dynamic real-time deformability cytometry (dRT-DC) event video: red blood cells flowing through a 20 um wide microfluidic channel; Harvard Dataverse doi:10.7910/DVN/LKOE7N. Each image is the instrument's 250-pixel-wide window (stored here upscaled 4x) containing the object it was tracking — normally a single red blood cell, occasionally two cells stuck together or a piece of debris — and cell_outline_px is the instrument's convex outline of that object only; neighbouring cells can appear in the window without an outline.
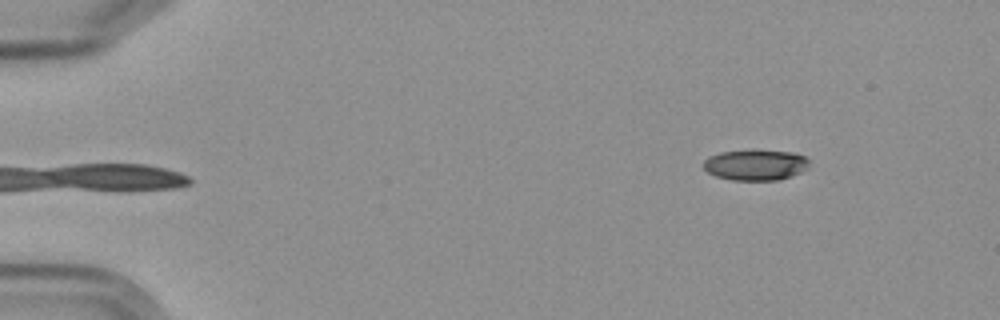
{"species": "Egyptian fruit bat (a non-hibernating species)", "species_latin": "Rousettus aegyptiacus", "temperature_condition": "cold", "stored_images_in_passage": 2, "camera_frame_rate_fps": 3000, "um_per_image_px": 0.085, "frame": {"image": 1, "passage_image": 2, "time_ms": 2.0, "image_size_px": [1000, 320], "cell_outline_px": [[808, 168], [792, 176], [780, 180], [732, 180], [716, 176], [708, 172], [704, 168], [704, 160], [708, 156], [720, 152], [792, 152], [804, 156], [808, 160]], "centroid_in_image_um": [64.22, 14.05], "position_along_channel_um": 20.8, "area_um2": 18.38}}